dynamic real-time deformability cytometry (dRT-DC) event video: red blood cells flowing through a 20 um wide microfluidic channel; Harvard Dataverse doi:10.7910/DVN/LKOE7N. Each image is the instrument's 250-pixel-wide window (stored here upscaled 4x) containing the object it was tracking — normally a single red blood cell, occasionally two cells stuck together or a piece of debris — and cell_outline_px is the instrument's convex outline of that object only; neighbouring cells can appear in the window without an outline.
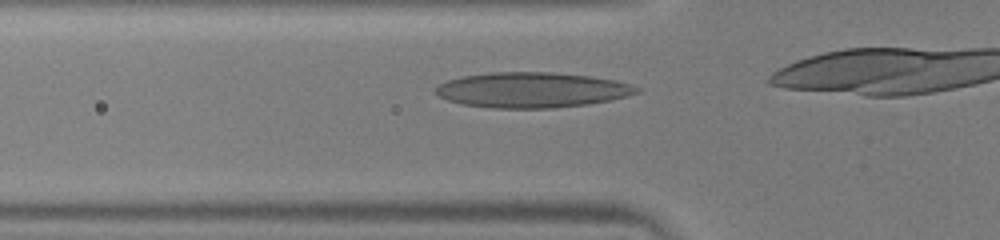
{"species": "human", "species_latin": "Homo sapiens", "temperature_condition": "warm", "stored_images_in_passage": 10, "camera_frame_rate_fps": 3000, "um_per_image_px": 0.085, "donor": {"sex": "male"}, "frame": {"image": 1, "passage_image": 2, "time_ms": 0.333, "image_size_px": [1000, 240], "cell_outline_px": [[640, 92], [612, 100], [588, 104], [552, 108], [492, 108], [464, 104], [448, 100], [440, 96], [436, 92], [436, 88], [440, 84], [448, 80], [460, 76], [492, 72], [552, 72], [588, 76], [616, 80], [632, 84], [640, 88]], "centroid_in_image_um": [45.25, 7.64], "position_along_channel_um": 80.5, "area_um2": 41.33}}
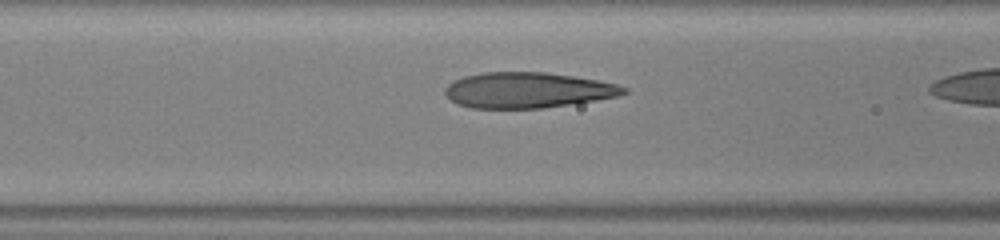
{"frame": {"image": 2, "passage_image": 5, "time_ms": 1.333, "image_size_px": [1000, 240], "cell_outline_px": [[628, 92], [616, 96], [596, 100], [544, 108], [472, 108], [456, 104], [444, 92], [444, 88], [452, 80], [464, 76], [484, 72], [544, 72], [572, 76], [596, 80], [616, 84], [628, 88]], "centroid_in_image_um": [44.81, 7.66], "position_along_channel_um": 121.8, "area_um2": 36.99}}
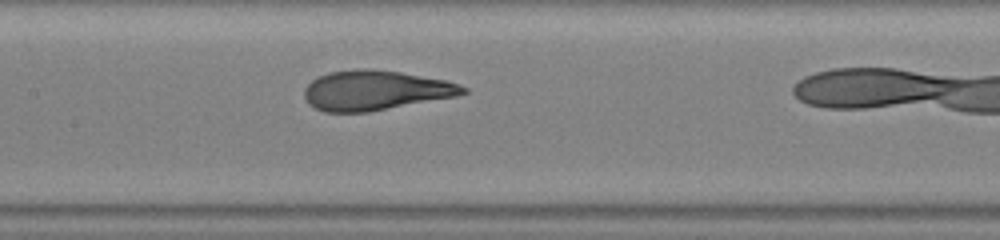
{"frame": {"image": 3, "passage_image": 9, "time_ms": 2.667, "image_size_px": [1000, 240], "cell_outline_px": [[468, 92], [456, 96], [368, 112], [324, 112], [308, 104], [304, 96], [304, 88], [312, 80], [328, 72], [356, 68], [368, 68], [400, 72], [444, 80], [460, 84], [468, 88]], "centroid_in_image_um": [31.88, 7.67], "position_along_channel_um": 175.5, "area_um2": 36.76}}